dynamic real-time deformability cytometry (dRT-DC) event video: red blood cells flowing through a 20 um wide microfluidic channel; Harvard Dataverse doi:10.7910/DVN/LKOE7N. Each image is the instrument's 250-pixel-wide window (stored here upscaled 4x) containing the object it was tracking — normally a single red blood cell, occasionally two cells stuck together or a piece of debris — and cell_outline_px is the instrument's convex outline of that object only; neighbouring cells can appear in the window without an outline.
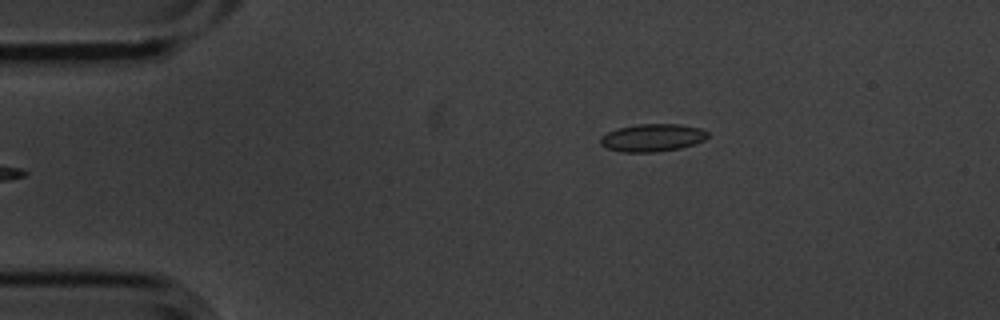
{"species": "common noctule bat (a hibernating species)", "species_latin": "Nyctalus noctula", "temperature_condition": "cold", "stored_images_in_passage": 6, "camera_frame_rate_fps": 3000, "um_per_image_px": 0.085, "animal": {"sex": "male", "body_mass_g": 20.1, "forearm_length_mm": 53.5}, "frame": {"image": 1, "passage_image": 6, "time_ms": 1.667, "image_size_px": [1000, 320], "cell_outline_px": [[708, 136], [704, 140], [680, 148], [656, 152], [624, 152], [608, 148], [600, 144], [600, 136], [616, 128], [636, 124], [680, 124], [700, 128], [708, 132]], "centroid_in_image_um": [55.43, 11.69], "position_along_channel_um": 29.6, "area_um2": 17.28}}